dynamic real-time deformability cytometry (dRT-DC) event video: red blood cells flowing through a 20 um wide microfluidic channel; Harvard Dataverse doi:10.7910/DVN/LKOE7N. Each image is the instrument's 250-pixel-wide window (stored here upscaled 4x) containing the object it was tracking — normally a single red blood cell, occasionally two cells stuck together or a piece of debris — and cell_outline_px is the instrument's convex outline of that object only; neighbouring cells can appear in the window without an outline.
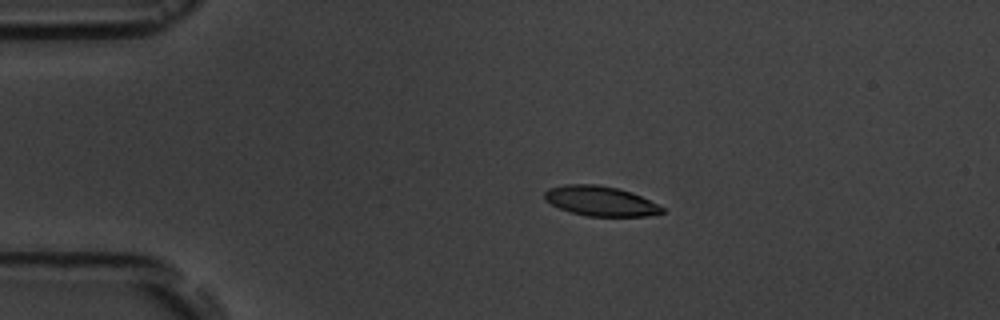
{"species": "common noctule bat (a hibernating species)", "species_latin": "Nyctalus noctula", "temperature_condition": "room temperature", "stored_images_in_passage": 17, "camera_frame_rate_fps": 3000, "um_per_image_px": 0.085, "animal": {"sex": "male", "body_mass_g": 19.5, "forearm_length_mm": 54.6}, "frame": {"image": 1, "passage_image": 4, "time_ms": 3.333, "image_size_px": [1000, 320], "cell_outline_px": [[664, 212], [648, 216], [588, 216], [572, 212], [560, 208], [544, 200], [544, 192], [548, 188], [564, 184], [596, 184], [616, 188], [632, 192], [664, 208]], "centroid_in_image_um": [51.01, 17.08], "position_along_channel_um": 34.0, "area_um2": 20.29}}
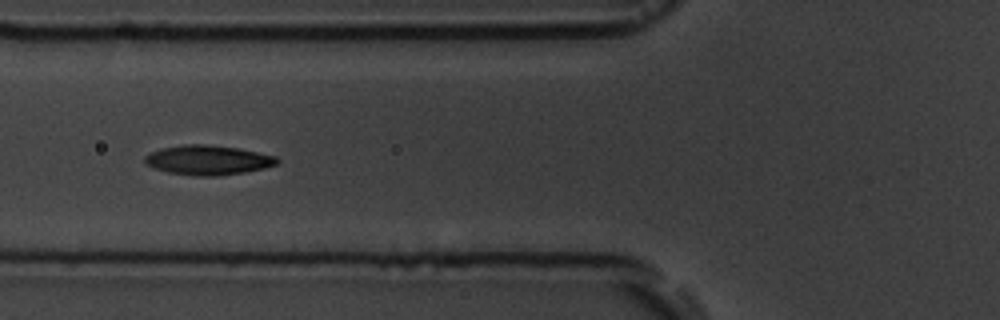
{"frame": {"image": 2, "passage_image": 7, "time_ms": 6.667, "image_size_px": [1000, 320], "cell_outline_px": [[280, 160], [276, 164], [264, 168], [244, 172], [220, 176], [192, 176], [168, 172], [152, 168], [144, 164], [144, 156], [152, 152], [164, 148], [184, 144], [204, 144], [240, 148], [276, 156]], "centroid_in_image_um": [17.66, 13.61], "position_along_channel_um": 108.1, "area_um2": 22.95}}
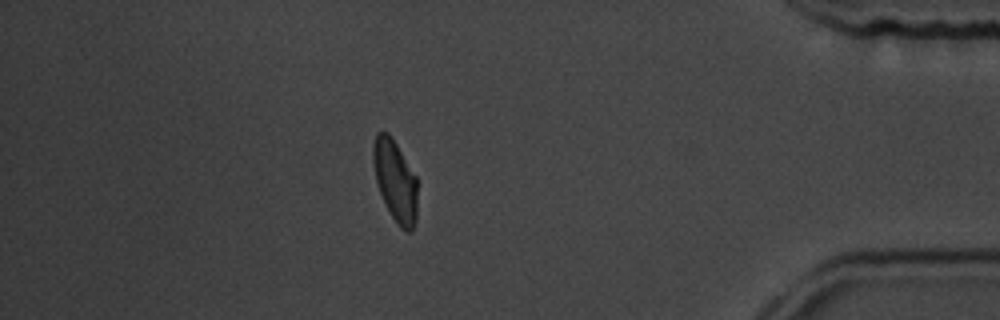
{"frame": {"image": 3, "passage_image": 15, "time_ms": 16.0, "image_size_px": [1000, 320], "cell_outline_px": [[416, 220], [412, 232], [408, 232], [400, 228], [392, 216], [380, 192], [376, 180], [372, 160], [372, 144], [376, 132], [388, 132], [396, 144], [416, 176]], "centroid_in_image_um": [33.58, 15.35], "position_along_channel_um": 401.6, "area_um2": 20.81}, "authors_computed_cell_mechanics": {"area_um2": 21.5016, "velocity_mm_per_s": 3.5812, "shape_relaxation_time_tau1_ms": 4.3425, "shape_relaxation_time_tau2_ms": 2.2012, "deformation_change_tau1": 0.1136, "deformation_change_tau2": 0.0621}}